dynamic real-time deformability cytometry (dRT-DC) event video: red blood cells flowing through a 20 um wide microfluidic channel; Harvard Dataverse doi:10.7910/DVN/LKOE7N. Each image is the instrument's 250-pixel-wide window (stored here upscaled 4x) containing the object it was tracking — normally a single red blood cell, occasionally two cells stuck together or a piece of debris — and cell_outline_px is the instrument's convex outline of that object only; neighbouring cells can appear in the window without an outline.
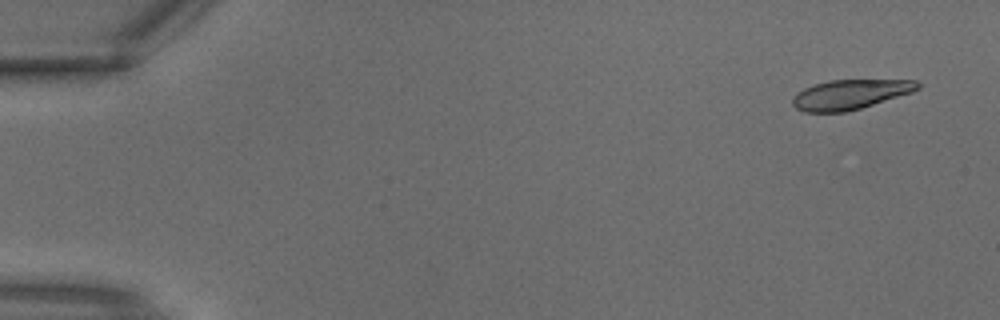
{"species": "common noctule bat (a hibernating species)", "species_latin": "Nyctalus noctula", "temperature_condition": "warm", "stored_images_in_passage": 4, "camera_frame_rate_fps": 3000, "um_per_image_px": 0.085, "animal": {"sex": "male", "body_mass_g": 18.8}, "frame": {"image": 1, "passage_image": 1, "time_ms": 0.0, "image_size_px": [1000, 320], "cell_outline_px": [[920, 88], [912, 92], [860, 108], [844, 112], [804, 112], [796, 108], [792, 104], [792, 96], [796, 92], [804, 88], [816, 84], [832, 80], [916, 80], [920, 84]], "centroid_in_image_um": [72.23, 8.03], "position_along_channel_um": 12.8, "area_um2": 21.5}}